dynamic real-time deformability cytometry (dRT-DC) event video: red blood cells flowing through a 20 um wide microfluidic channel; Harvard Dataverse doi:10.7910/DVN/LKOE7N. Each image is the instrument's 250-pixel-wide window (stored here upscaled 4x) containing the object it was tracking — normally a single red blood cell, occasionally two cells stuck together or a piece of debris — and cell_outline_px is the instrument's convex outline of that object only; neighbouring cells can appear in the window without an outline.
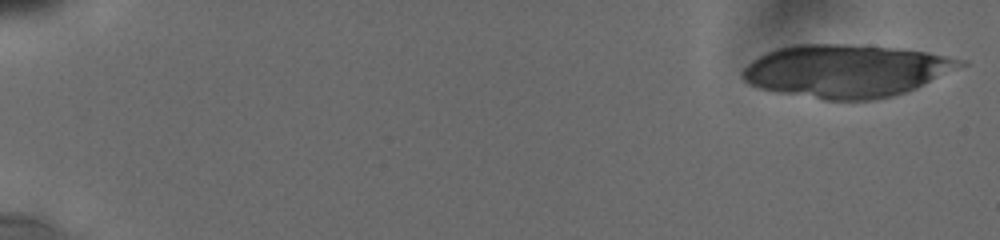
{"species": "human", "species_latin": "Homo sapiens", "temperature_condition": "cold", "stored_images_in_passage": 36, "camera_frame_rate_fps": 3000, "um_per_image_px": 0.085, "donor": {"sex": "male"}, "frame": {"image": 1, "passage_image": 1, "time_ms": 0.0, "image_size_px": [1000, 240], "cell_outline_px": [[968, 64], [916, 88], [892, 96], [876, 100], [824, 100], [776, 92], [760, 88], [748, 84], [740, 76], [740, 72], [752, 60], [776, 48], [796, 44], [848, 44], [896, 48], [928, 52], [968, 60]], "centroid_in_image_um": [71.93, 6.03], "position_along_channel_um": 13.1, "area_um2": 67.22}}
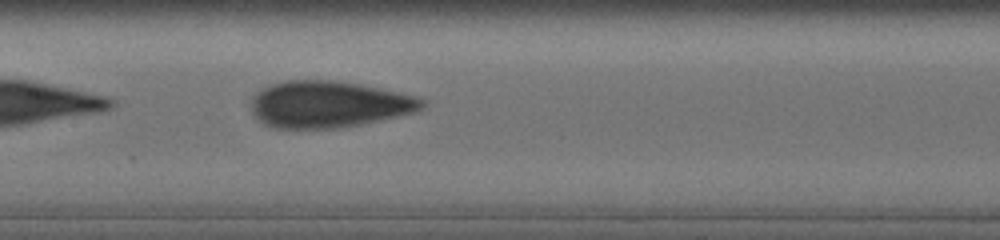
{"frame": {"image": 2, "passage_image": 25, "time_ms": 9.333, "image_size_px": [1000, 240], "cell_outline_px": [[424, 104], [416, 112], [360, 124], [340, 128], [272, 128], [264, 124], [252, 112], [252, 96], [260, 88], [272, 84], [288, 80], [332, 80], [360, 84], [380, 88], [416, 96], [424, 100]], "centroid_in_image_um": [27.9, 8.86], "position_along_channel_um": 179.5, "area_um2": 46.3}}
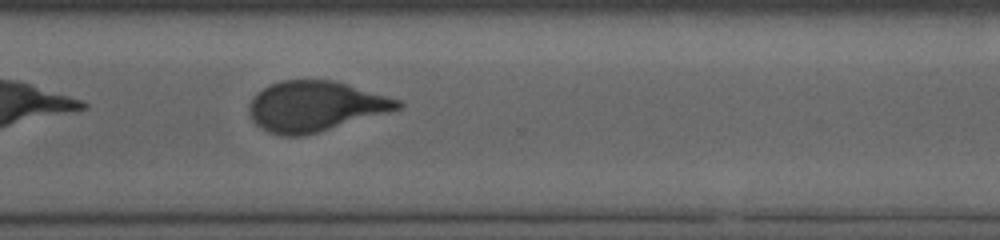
{"frame": {"image": 3, "passage_image": 35, "time_ms": 13.667, "image_size_px": [1000, 240], "cell_outline_px": [[404, 104], [400, 108], [316, 132], [300, 136], [284, 136], [268, 132], [260, 128], [252, 120], [248, 112], [248, 104], [252, 96], [256, 92], [272, 84], [284, 80], [332, 80], [400, 100]], "centroid_in_image_um": [26.7, 9.03], "position_along_channel_um": 343.9, "area_um2": 42.83}}